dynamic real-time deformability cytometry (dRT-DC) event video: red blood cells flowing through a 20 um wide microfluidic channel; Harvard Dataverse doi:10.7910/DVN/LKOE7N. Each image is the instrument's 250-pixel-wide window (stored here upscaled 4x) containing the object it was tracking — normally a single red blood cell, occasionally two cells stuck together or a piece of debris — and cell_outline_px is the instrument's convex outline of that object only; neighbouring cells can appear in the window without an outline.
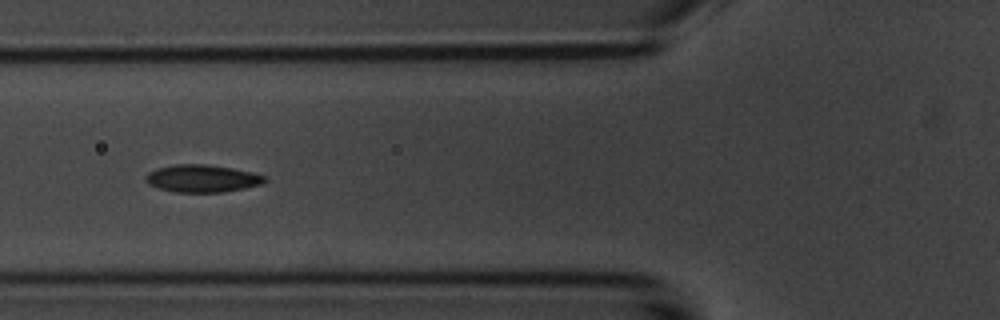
{"species": "common noctule bat (a hibernating species)", "species_latin": "Nyctalus noctula", "temperature_condition": "room temperature", "stored_images_in_passage": 14, "camera_frame_rate_fps": 3000, "um_per_image_px": 0.085, "animal": {"sex": "male", "body_mass_g": 20.1, "forearm_length_mm": 53.5}, "frame": {"image": 1, "passage_image": 6, "time_ms": 6.667, "image_size_px": [1000, 320], "cell_outline_px": [[268, 180], [264, 184], [224, 192], [176, 192], [160, 188], [148, 184], [144, 180], [144, 176], [148, 172], [156, 168], [172, 164], [204, 164], [232, 168], [252, 172], [264, 176]], "centroid_in_image_um": [17.17, 15.16], "position_along_channel_um": 108.6, "area_um2": 19.19}}
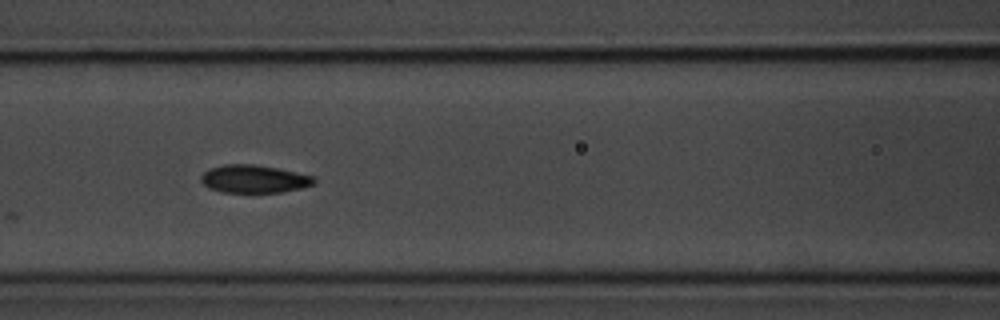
{"frame": {"image": 2, "passage_image": 7, "time_ms": 7.667, "image_size_px": [1000, 320], "cell_outline_px": [[316, 184], [300, 188], [280, 192], [224, 192], [208, 188], [200, 180], [200, 176], [204, 172], [212, 168], [224, 164], [252, 164], [276, 168], [296, 172], [312, 176], [316, 180]], "centroid_in_image_um": [21.58, 15.21], "position_along_channel_um": 145.0, "area_um2": 18.21}}
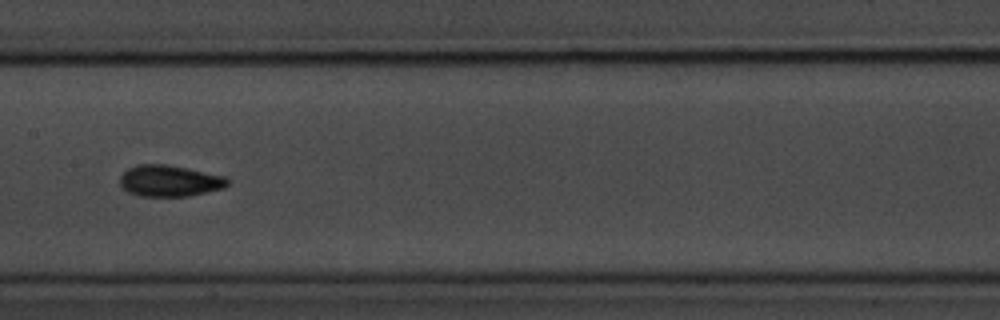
{"frame": {"image": 3, "passage_image": 8, "time_ms": 9.0, "image_size_px": [1000, 320], "cell_outline_px": [[228, 184], [224, 188], [188, 196], [140, 196], [128, 192], [120, 184], [120, 176], [128, 168], [136, 164], [168, 164], [188, 168], [224, 176], [228, 180]], "centroid_in_image_um": [14.39, 15.36], "position_along_channel_um": 193.0, "area_um2": 19.65}}